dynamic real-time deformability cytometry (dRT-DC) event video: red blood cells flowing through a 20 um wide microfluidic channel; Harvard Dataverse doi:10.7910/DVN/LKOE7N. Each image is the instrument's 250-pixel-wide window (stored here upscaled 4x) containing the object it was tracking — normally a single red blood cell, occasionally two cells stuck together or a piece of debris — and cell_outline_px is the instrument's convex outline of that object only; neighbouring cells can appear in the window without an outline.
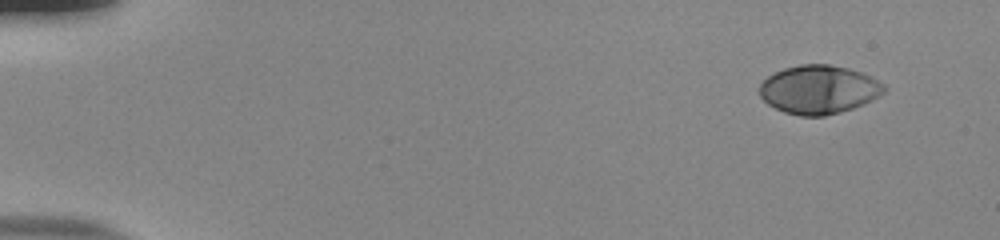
{"species": "human", "species_latin": "Homo sapiens", "temperature_condition": "room temperature", "stored_images_in_passage": 51, "camera_frame_rate_fps": 3000, "um_per_image_px": 0.085, "donor": {"sex": "male"}, "frame": {"image": 1, "passage_image": 1, "time_ms": 0.0, "image_size_px": [1000, 240], "cell_outline_px": [[888, 88], [884, 92], [872, 100], [864, 104], [840, 112], [824, 116], [800, 116], [784, 112], [768, 104], [760, 96], [760, 84], [768, 76], [784, 68], [800, 64], [828, 64], [848, 68], [860, 72], [884, 84]], "centroid_in_image_um": [69.6, 7.61], "position_along_channel_um": 15.4, "area_um2": 35.14}}
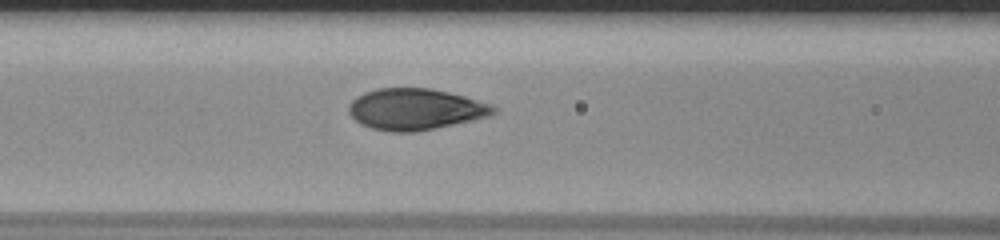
{"frame": {"image": 2, "passage_image": 21, "time_ms": 6.667, "image_size_px": [1000, 240], "cell_outline_px": [[496, 112], [488, 116], [472, 120], [436, 128], [416, 132], [392, 132], [372, 128], [360, 124], [348, 112], [348, 104], [356, 96], [364, 92], [376, 88], [428, 88], [448, 92], [464, 96], [492, 104], [496, 108]], "centroid_in_image_um": [35.28, 9.28], "position_along_channel_um": 131.3, "area_um2": 34.85}}
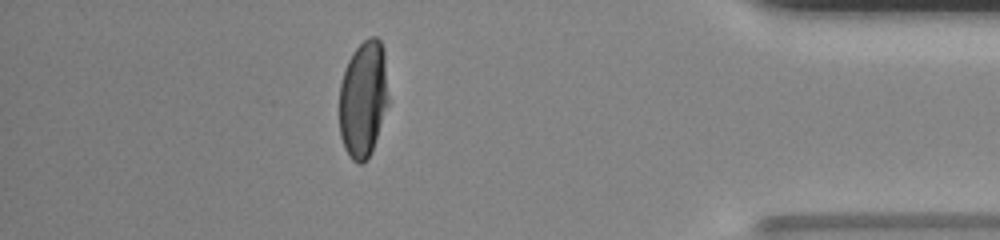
{"frame": {"image": 3, "passage_image": 45, "time_ms": 14.667, "image_size_px": [1000, 240], "cell_outline_px": [[388, 104], [372, 152], [368, 160], [364, 164], [356, 164], [352, 160], [344, 148], [340, 136], [340, 84], [344, 68], [348, 60], [356, 48], [368, 36], [376, 36], [380, 40], [384, 52], [388, 100]], "centroid_in_image_um": [30.87, 8.45], "position_along_channel_um": 404.3, "area_um2": 33.64}, "authors_computed_cell_mechanics": {"area_um2": 34.9112, "velocity_mm_per_s": 3.8364, "shape_relaxation_time_tau1_ms": 4.1222, "shape_relaxation_time_tau2_ms": null, "deformation_change_tau1": 0.2255, "deformation_change_tau2": null}}